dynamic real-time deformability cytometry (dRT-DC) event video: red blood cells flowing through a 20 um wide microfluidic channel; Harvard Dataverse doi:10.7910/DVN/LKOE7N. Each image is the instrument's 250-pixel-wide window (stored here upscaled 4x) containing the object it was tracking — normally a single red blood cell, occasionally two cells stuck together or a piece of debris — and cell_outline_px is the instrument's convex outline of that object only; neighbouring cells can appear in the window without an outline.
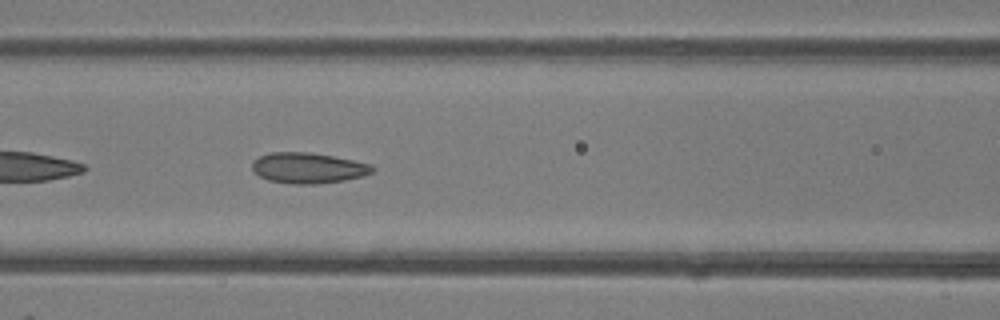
{"species": "common noctule bat (a hibernating species)", "species_latin": "Nyctalus noctula", "temperature_condition": "room temperature", "stored_images_in_passage": 34, "camera_frame_rate_fps": 3000, "um_per_image_px": 0.085, "animal": {"sex": "female"}, "frame": {"image": 1, "passage_image": 20, "time_ms": 6.333, "image_size_px": [1000, 320], "cell_outline_px": [[376, 168], [372, 172], [364, 176], [344, 180], [316, 184], [292, 184], [268, 180], [252, 172], [252, 160], [260, 156], [272, 152], [308, 152], [332, 156], [372, 164]], "centroid_in_image_um": [26.18, 14.28], "position_along_channel_um": 140.4, "area_um2": 21.56}}
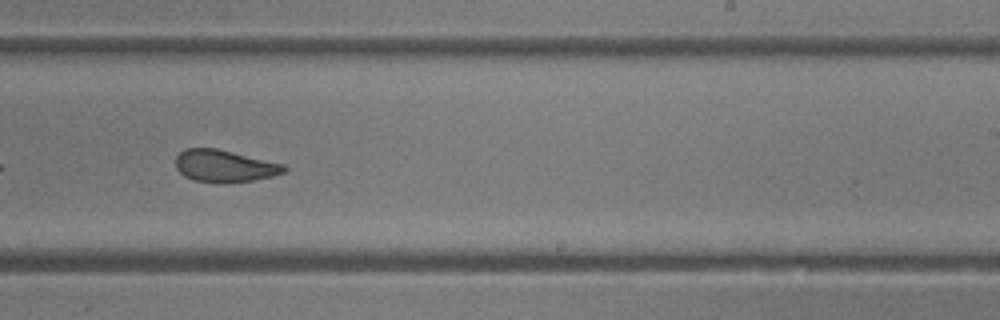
{"frame": {"image": 2, "passage_image": 29, "time_ms": 9.333, "image_size_px": [1000, 320], "cell_outline_px": [[288, 168], [284, 172], [272, 176], [252, 180], [224, 184], [216, 184], [196, 180], [184, 176], [176, 168], [176, 156], [184, 148], [216, 148], [284, 164]], "centroid_in_image_um": [19.06, 14.12], "position_along_channel_um": 269.9, "area_um2": 20.4}}